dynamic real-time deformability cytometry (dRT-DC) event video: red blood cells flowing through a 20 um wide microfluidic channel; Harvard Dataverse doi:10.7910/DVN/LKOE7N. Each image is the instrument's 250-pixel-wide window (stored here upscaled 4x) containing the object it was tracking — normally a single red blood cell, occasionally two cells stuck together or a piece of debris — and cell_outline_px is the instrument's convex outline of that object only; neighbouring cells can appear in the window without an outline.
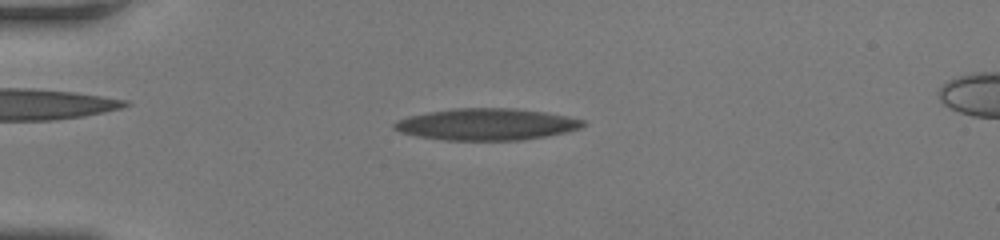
{"species": "human", "species_latin": "Homo sapiens", "temperature_condition": "room temperature", "stored_images_in_passage": 39, "camera_frame_rate_fps": 3000, "um_per_image_px": 0.085, "donor": {"sex": "female"}, "frame": {"image": 1, "passage_image": 1, "time_ms": 0.0, "image_size_px": [1000, 240], "cell_outline_px": [[584, 128], [544, 136], [520, 140], [444, 140], [416, 136], [400, 132], [392, 128], [392, 124], [396, 120], [408, 116], [428, 112], [456, 108], [516, 108], [544, 112], [568, 116], [584, 120]], "centroid_in_image_um": [41.33, 10.56], "position_along_channel_um": 43.7, "area_um2": 34.91}}
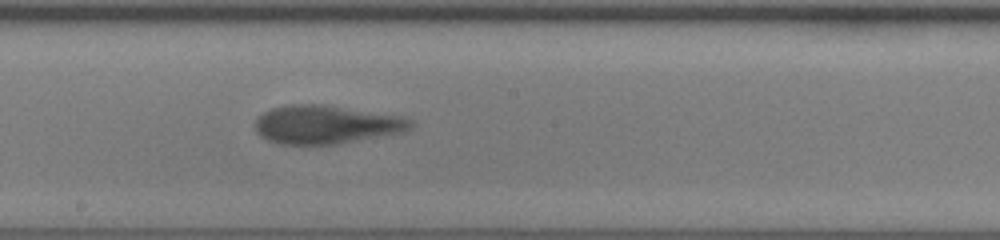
{"frame": {"image": 2, "passage_image": 17, "time_ms": 5.333, "image_size_px": [1000, 240], "cell_outline_px": [[416, 124], [404, 132], [336, 144], [280, 144], [268, 140], [260, 136], [256, 132], [256, 120], [264, 112], [272, 108], [288, 104], [324, 104], [400, 116], [412, 120]], "centroid_in_image_um": [27.73, 10.58], "position_along_channel_um": 220.5, "area_um2": 34.8}}
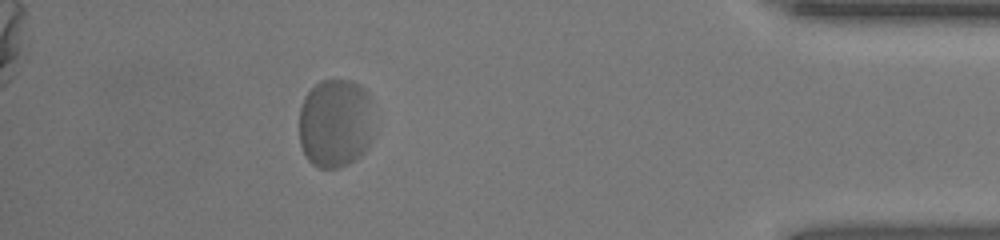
{"frame": {"image": 3, "passage_image": 34, "time_ms": 11.0, "image_size_px": [1000, 240], "cell_outline_px": [[368, 144], [364, 152], [356, 160], [336, 168], [320, 168], [312, 164], [308, 160], [300, 144], [300, 108], [304, 96], [320, 80], [352, 80], [360, 84], [364, 88], [368, 96]], "centroid_in_image_um": [28.42, 10.47], "position_along_channel_um": 406.8, "area_um2": 37.97}, "authors_computed_cell_mechanics": {"area_um2": 35.7204, "velocity_mm_per_s": 4.0222, "shape_relaxation_time_tau1_ms": 3.4197, "shape_relaxation_time_tau2_ms": 0.9686, "deformation_change_tau1": 0.1476, "deformation_change_tau2": 0.0819}}